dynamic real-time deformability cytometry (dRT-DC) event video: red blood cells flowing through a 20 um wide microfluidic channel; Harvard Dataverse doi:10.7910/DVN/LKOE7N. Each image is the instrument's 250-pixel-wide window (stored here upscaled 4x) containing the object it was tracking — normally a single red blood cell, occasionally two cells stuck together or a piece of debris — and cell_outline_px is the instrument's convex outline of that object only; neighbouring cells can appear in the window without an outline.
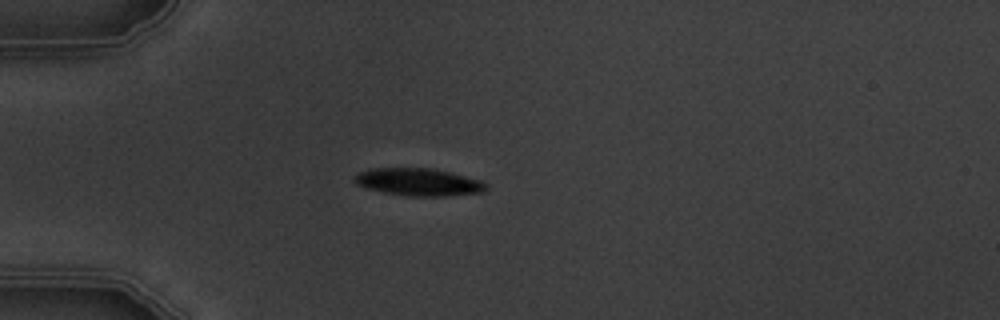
{"species": "common noctule bat (a hibernating species)", "species_latin": "Nyctalus noctula", "temperature_condition": "warm", "stored_images_in_passage": 1, "camera_frame_rate_fps": 3000, "um_per_image_px": 0.085, "animal": {"sex": "male", "body_mass_g": 19.5, "forearm_length_mm": 54.6}, "frame": {"image": 1, "passage_image": 1, "time_ms": 0.0, "image_size_px": [1000, 320], "cell_outline_px": [[488, 184], [484, 192], [448, 196], [408, 196], [384, 192], [368, 188], [356, 184], [352, 180], [360, 172], [368, 168], [436, 168], [452, 172], [480, 180]], "centroid_in_image_um": [35.6, 15.47], "position_along_channel_um": 49.4, "area_um2": 21.21}}